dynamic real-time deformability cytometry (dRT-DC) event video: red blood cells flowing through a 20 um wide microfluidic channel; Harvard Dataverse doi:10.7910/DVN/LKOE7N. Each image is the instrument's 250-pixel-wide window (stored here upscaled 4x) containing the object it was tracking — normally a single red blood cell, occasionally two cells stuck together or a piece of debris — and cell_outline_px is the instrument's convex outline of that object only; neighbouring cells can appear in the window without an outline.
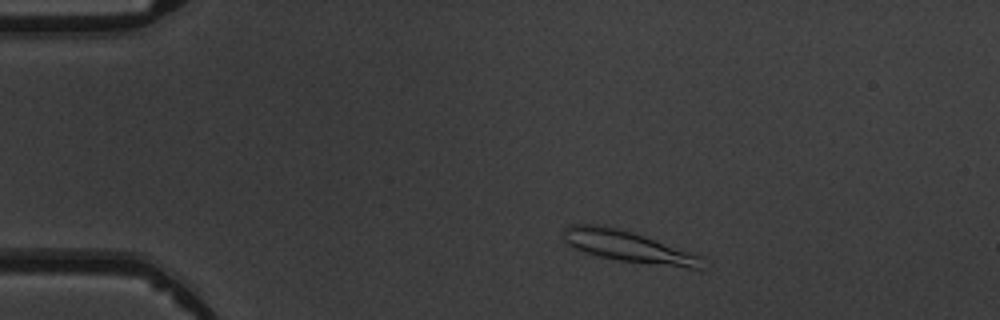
{"species": "common noctule bat (a hibernating species)", "species_latin": "Nyctalus noctula", "temperature_condition": "warm", "stored_images_in_passage": 4, "camera_frame_rate_fps": 3000, "um_per_image_px": 0.085, "animal": {"sex": "male", "body_mass_g": 19.5, "forearm_length_mm": 54.6}, "frame": {"image": 1, "passage_image": 2, "time_ms": 1.333, "image_size_px": [1000, 320], "cell_outline_px": [[704, 256], [700, 268], [688, 268], [616, 260], [584, 252], [568, 244], [564, 240], [564, 228], [568, 224], [596, 224], [616, 228], [632, 232]], "centroid_in_image_um": [53.38, 20.95], "position_along_channel_um": 31.6, "area_um2": 24.97}}